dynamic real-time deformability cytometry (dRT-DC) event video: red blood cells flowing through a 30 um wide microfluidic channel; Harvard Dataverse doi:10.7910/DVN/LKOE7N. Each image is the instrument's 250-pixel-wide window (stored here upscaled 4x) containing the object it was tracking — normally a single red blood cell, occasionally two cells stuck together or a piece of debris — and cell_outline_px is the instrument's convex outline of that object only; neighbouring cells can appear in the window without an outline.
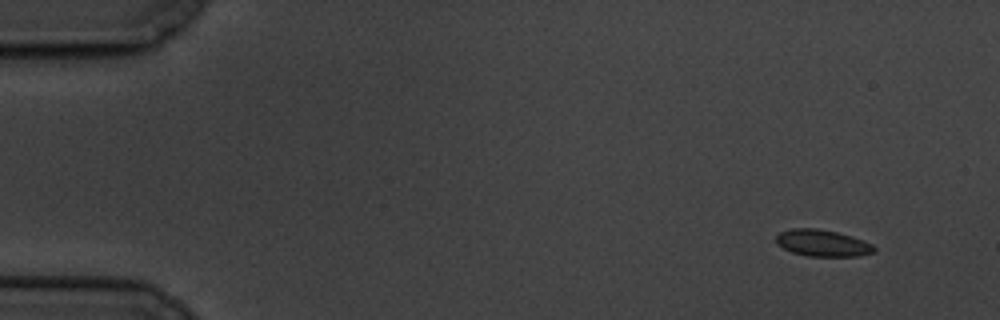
{"species": "common noctule bat (a hibernating species)", "species_latin": "Nyctalus noctula", "temperature_condition": "cold", "stored_images_in_passage": 5, "camera_frame_rate_fps": 3000, "um_per_image_px": 0.085, "animal": {"sex": "male", "body_mass_g": 19.5, "forearm_length_mm": 54.6}, "frame": {"image": 1, "passage_image": 1, "time_ms": 0.0, "image_size_px": [1000, 320], "cell_outline_px": [[876, 252], [860, 256], [808, 256], [792, 252], [776, 244], [776, 236], [780, 232], [792, 228], [816, 228], [836, 232], [852, 236], [864, 240], [872, 244], [876, 248]], "centroid_in_image_um": [69.94, 20.66], "position_along_channel_um": 15.1, "area_um2": 15.32}}
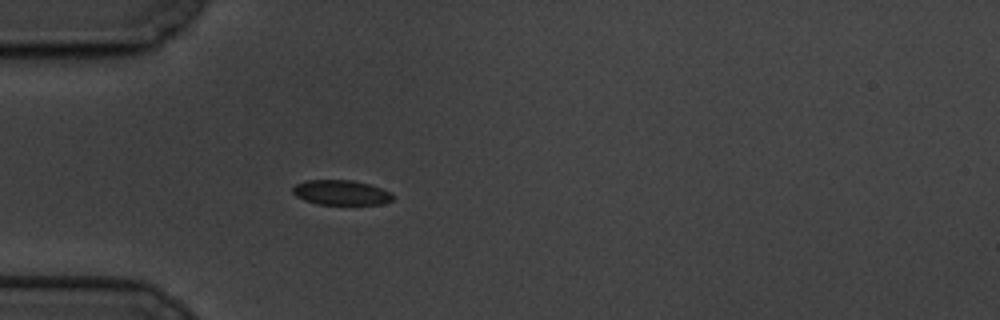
{"frame": {"image": 2, "passage_image": 5, "time_ms": 4.333, "image_size_px": [1000, 320], "cell_outline_px": [[392, 200], [380, 204], [316, 204], [304, 200], [296, 196], [292, 192], [292, 188], [296, 184], [304, 180], [352, 180], [368, 184], [392, 192]], "centroid_in_image_um": [28.95, 16.36], "position_along_channel_um": 56.0, "area_um2": 14.45}}